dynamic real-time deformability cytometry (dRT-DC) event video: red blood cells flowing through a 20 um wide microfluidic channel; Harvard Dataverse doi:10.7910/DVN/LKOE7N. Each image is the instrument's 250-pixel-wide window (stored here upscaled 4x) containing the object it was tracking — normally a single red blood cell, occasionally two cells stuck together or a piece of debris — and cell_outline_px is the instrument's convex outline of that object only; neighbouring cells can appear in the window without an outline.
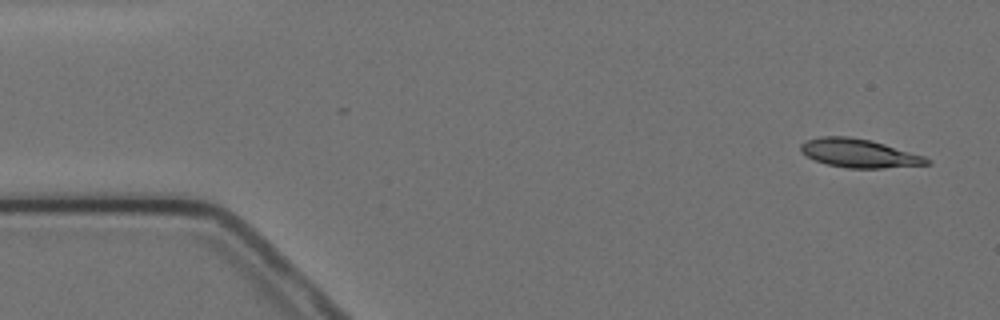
{"species": "Egyptian fruit bat (a non-hibernating species)", "species_latin": "Rousettus aegyptiacus", "temperature_condition": "cold", "stored_images_in_passage": 6, "camera_frame_rate_fps": 3000, "um_per_image_px": 0.085, "animal": {"sex": "female"}, "frame": {"image": 1, "passage_image": 1, "time_ms": 0.0, "image_size_px": [1000, 320], "cell_outline_px": [[932, 164], [884, 168], [848, 168], [828, 164], [816, 160], [800, 152], [800, 144], [804, 140], [820, 136], [848, 136], [872, 140], [924, 156], [932, 160]], "centroid_in_image_um": [73.03, 13.01], "position_along_channel_um": 12.0, "area_um2": 21.1}}
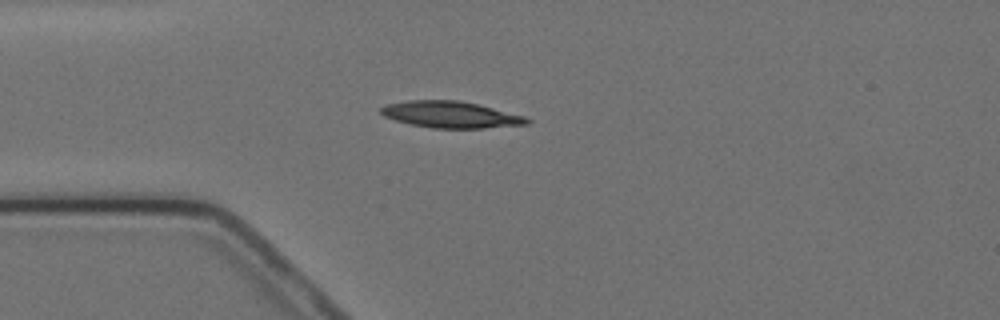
{"frame": {"image": 2, "passage_image": 4, "time_ms": 3.667, "image_size_px": [1000, 320], "cell_outline_px": [[532, 120], [528, 124], [484, 128], [432, 128], [412, 124], [396, 120], [384, 116], [380, 112], [380, 108], [384, 104], [408, 100], [460, 100], [524, 116]], "centroid_in_image_um": [38.28, 9.73], "position_along_channel_um": 46.7, "area_um2": 22.43}}
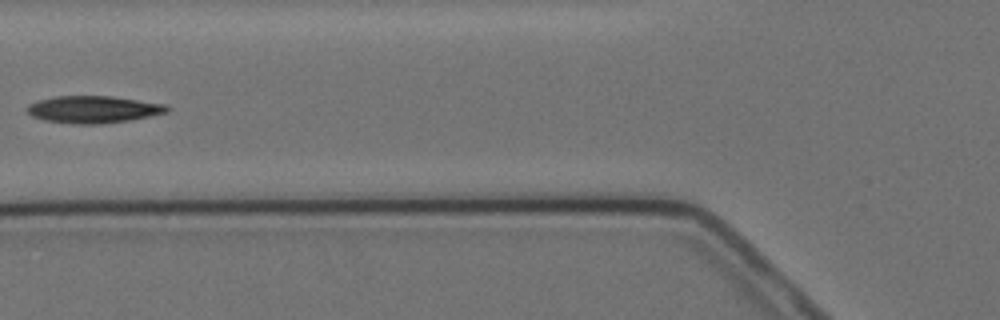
{"frame": {"image": 3, "passage_image": 6, "time_ms": 6.0, "image_size_px": [1000, 320], "cell_outline_px": [[172, 108], [168, 112], [128, 120], [100, 124], [72, 124], [44, 120], [32, 116], [28, 112], [28, 104], [36, 100], [56, 96], [112, 96], [168, 104]], "centroid_in_image_um": [7.96, 9.29], "position_along_channel_um": 117.8, "area_um2": 22.25}}